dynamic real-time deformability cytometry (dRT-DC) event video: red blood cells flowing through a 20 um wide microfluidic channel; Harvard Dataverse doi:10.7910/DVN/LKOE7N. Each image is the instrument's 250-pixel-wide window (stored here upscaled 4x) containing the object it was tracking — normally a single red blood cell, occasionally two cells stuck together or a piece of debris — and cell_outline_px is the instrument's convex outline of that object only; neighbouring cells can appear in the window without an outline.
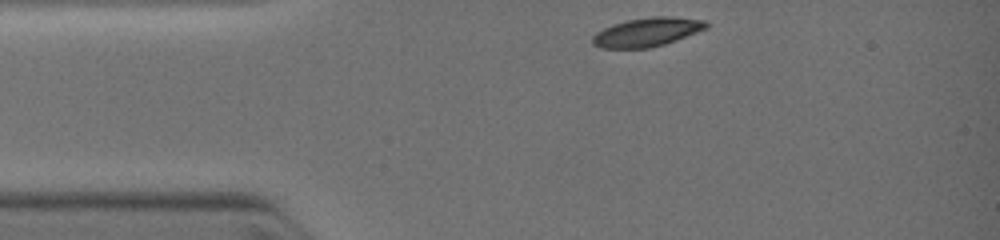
{"species": "common noctule bat (a hibernating species)", "species_latin": "Nyctalus noctula", "temperature_condition": "warm", "stored_images_in_passage": 6, "camera_frame_rate_fps": 3000, "um_per_image_px": 0.085, "animal": {"sex": "female", "body_mass_g": 19.0, "forearm_length_mm": 51.5}, "frame": {"image": 1, "passage_image": 1, "time_ms": 0.0, "image_size_px": [1000, 240], "cell_outline_px": [[708, 28], [676, 40], [664, 44], [648, 48], [600, 48], [592, 44], [592, 36], [596, 32], [604, 28], [628, 20], [652, 16], [668, 16], [704, 20], [708, 24]], "centroid_in_image_um": [55.0, 2.73], "position_along_channel_um": 30.0, "area_um2": 18.96}}
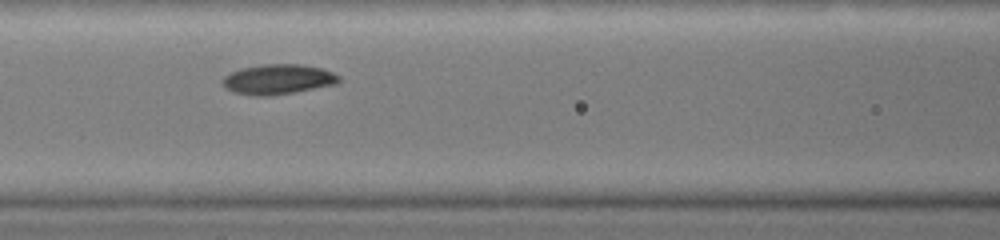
{"frame": {"image": 2, "passage_image": 5, "time_ms": 3.0, "image_size_px": [1000, 240], "cell_outline_px": [[340, 80], [336, 84], [272, 96], [256, 96], [232, 92], [224, 84], [224, 76], [240, 68], [264, 64], [300, 64], [320, 68], [332, 72], [340, 76]], "centroid_in_image_um": [23.64, 6.74], "position_along_channel_um": 143.0, "area_um2": 20.17}}
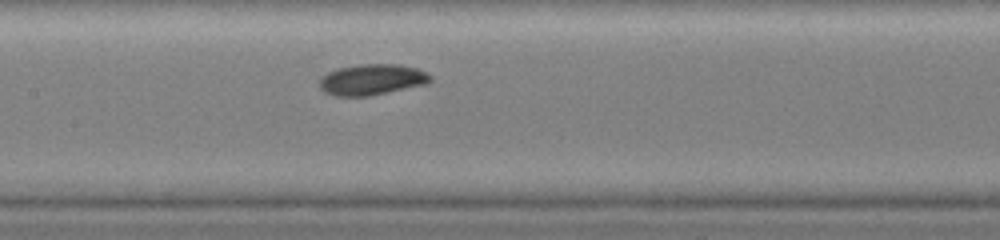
{"frame": {"image": 3, "passage_image": 6, "time_ms": 3.667, "image_size_px": [1000, 240], "cell_outline_px": [[432, 80], [428, 84], [368, 96], [332, 96], [324, 92], [320, 88], [320, 80], [328, 72], [340, 68], [360, 64], [396, 64], [416, 68], [432, 76]], "centroid_in_image_um": [31.63, 6.77], "position_along_channel_um": 175.8, "area_um2": 19.88}}